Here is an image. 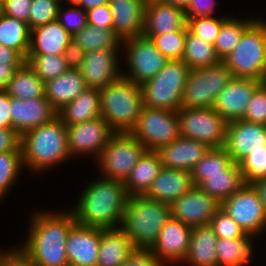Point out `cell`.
<instances>
[{
    "label": "cell",
    "instance_id": "cell-1",
    "mask_svg": "<svg viewBox=\"0 0 266 266\" xmlns=\"http://www.w3.org/2000/svg\"><path fill=\"white\" fill-rule=\"evenodd\" d=\"M78 197L71 210L78 224L111 229L120 227L130 196L123 182L101 176L90 182Z\"/></svg>",
    "mask_w": 266,
    "mask_h": 266
},
{
    "label": "cell",
    "instance_id": "cell-2",
    "mask_svg": "<svg viewBox=\"0 0 266 266\" xmlns=\"http://www.w3.org/2000/svg\"><path fill=\"white\" fill-rule=\"evenodd\" d=\"M73 212H35L31 216L28 238L19 247L36 266H69L66 237L75 223Z\"/></svg>",
    "mask_w": 266,
    "mask_h": 266
},
{
    "label": "cell",
    "instance_id": "cell-3",
    "mask_svg": "<svg viewBox=\"0 0 266 266\" xmlns=\"http://www.w3.org/2000/svg\"><path fill=\"white\" fill-rule=\"evenodd\" d=\"M24 168L42 172L71 158L66 125L57 115L51 121L26 131L21 136ZM49 167V168H48Z\"/></svg>",
    "mask_w": 266,
    "mask_h": 266
},
{
    "label": "cell",
    "instance_id": "cell-4",
    "mask_svg": "<svg viewBox=\"0 0 266 266\" xmlns=\"http://www.w3.org/2000/svg\"><path fill=\"white\" fill-rule=\"evenodd\" d=\"M170 218V204L135 195L128 199L119 228L130 238L135 249H151Z\"/></svg>",
    "mask_w": 266,
    "mask_h": 266
},
{
    "label": "cell",
    "instance_id": "cell-5",
    "mask_svg": "<svg viewBox=\"0 0 266 266\" xmlns=\"http://www.w3.org/2000/svg\"><path fill=\"white\" fill-rule=\"evenodd\" d=\"M143 106L141 86L123 76L100 90L101 116L116 133H130Z\"/></svg>",
    "mask_w": 266,
    "mask_h": 266
},
{
    "label": "cell",
    "instance_id": "cell-6",
    "mask_svg": "<svg viewBox=\"0 0 266 266\" xmlns=\"http://www.w3.org/2000/svg\"><path fill=\"white\" fill-rule=\"evenodd\" d=\"M222 62L233 77L266 82V21L256 19Z\"/></svg>",
    "mask_w": 266,
    "mask_h": 266
},
{
    "label": "cell",
    "instance_id": "cell-7",
    "mask_svg": "<svg viewBox=\"0 0 266 266\" xmlns=\"http://www.w3.org/2000/svg\"><path fill=\"white\" fill-rule=\"evenodd\" d=\"M190 70L183 60H169L158 74L141 85L144 105L178 111Z\"/></svg>",
    "mask_w": 266,
    "mask_h": 266
},
{
    "label": "cell",
    "instance_id": "cell-8",
    "mask_svg": "<svg viewBox=\"0 0 266 266\" xmlns=\"http://www.w3.org/2000/svg\"><path fill=\"white\" fill-rule=\"evenodd\" d=\"M233 78L232 72L220 63L190 70L181 105L189 108H212L218 94Z\"/></svg>",
    "mask_w": 266,
    "mask_h": 266
},
{
    "label": "cell",
    "instance_id": "cell-9",
    "mask_svg": "<svg viewBox=\"0 0 266 266\" xmlns=\"http://www.w3.org/2000/svg\"><path fill=\"white\" fill-rule=\"evenodd\" d=\"M146 147L130 133H116L96 159L102 177L125 182Z\"/></svg>",
    "mask_w": 266,
    "mask_h": 266
},
{
    "label": "cell",
    "instance_id": "cell-10",
    "mask_svg": "<svg viewBox=\"0 0 266 266\" xmlns=\"http://www.w3.org/2000/svg\"><path fill=\"white\" fill-rule=\"evenodd\" d=\"M181 137L210 148L224 147L228 122L213 108L181 107L177 111Z\"/></svg>",
    "mask_w": 266,
    "mask_h": 266
},
{
    "label": "cell",
    "instance_id": "cell-11",
    "mask_svg": "<svg viewBox=\"0 0 266 266\" xmlns=\"http://www.w3.org/2000/svg\"><path fill=\"white\" fill-rule=\"evenodd\" d=\"M130 134L147 151H156L181 136L177 111L153 109L144 105Z\"/></svg>",
    "mask_w": 266,
    "mask_h": 266
},
{
    "label": "cell",
    "instance_id": "cell-12",
    "mask_svg": "<svg viewBox=\"0 0 266 266\" xmlns=\"http://www.w3.org/2000/svg\"><path fill=\"white\" fill-rule=\"evenodd\" d=\"M122 46L126 49V65L130 70V74L125 73L122 76L140 86L158 74L169 61L143 35L122 40Z\"/></svg>",
    "mask_w": 266,
    "mask_h": 266
},
{
    "label": "cell",
    "instance_id": "cell-13",
    "mask_svg": "<svg viewBox=\"0 0 266 266\" xmlns=\"http://www.w3.org/2000/svg\"><path fill=\"white\" fill-rule=\"evenodd\" d=\"M225 211L246 234L255 237L266 229V212L252 184H244L221 203Z\"/></svg>",
    "mask_w": 266,
    "mask_h": 266
},
{
    "label": "cell",
    "instance_id": "cell-14",
    "mask_svg": "<svg viewBox=\"0 0 266 266\" xmlns=\"http://www.w3.org/2000/svg\"><path fill=\"white\" fill-rule=\"evenodd\" d=\"M67 144L71 157L92 155L97 159L104 147L116 134L102 117L66 126ZM90 153V154H89Z\"/></svg>",
    "mask_w": 266,
    "mask_h": 266
},
{
    "label": "cell",
    "instance_id": "cell-15",
    "mask_svg": "<svg viewBox=\"0 0 266 266\" xmlns=\"http://www.w3.org/2000/svg\"><path fill=\"white\" fill-rule=\"evenodd\" d=\"M220 208L216 199L196 186L170 204L171 217L192 228L209 225Z\"/></svg>",
    "mask_w": 266,
    "mask_h": 266
},
{
    "label": "cell",
    "instance_id": "cell-16",
    "mask_svg": "<svg viewBox=\"0 0 266 266\" xmlns=\"http://www.w3.org/2000/svg\"><path fill=\"white\" fill-rule=\"evenodd\" d=\"M224 148L237 164L252 151L266 150V125L242 119L228 122Z\"/></svg>",
    "mask_w": 266,
    "mask_h": 266
},
{
    "label": "cell",
    "instance_id": "cell-17",
    "mask_svg": "<svg viewBox=\"0 0 266 266\" xmlns=\"http://www.w3.org/2000/svg\"><path fill=\"white\" fill-rule=\"evenodd\" d=\"M118 49L102 48L85 53L79 70L87 88L102 90L122 76L118 65Z\"/></svg>",
    "mask_w": 266,
    "mask_h": 266
},
{
    "label": "cell",
    "instance_id": "cell-18",
    "mask_svg": "<svg viewBox=\"0 0 266 266\" xmlns=\"http://www.w3.org/2000/svg\"><path fill=\"white\" fill-rule=\"evenodd\" d=\"M191 231L192 227L171 217L150 250L164 265L182 263L190 245Z\"/></svg>",
    "mask_w": 266,
    "mask_h": 266
},
{
    "label": "cell",
    "instance_id": "cell-19",
    "mask_svg": "<svg viewBox=\"0 0 266 266\" xmlns=\"http://www.w3.org/2000/svg\"><path fill=\"white\" fill-rule=\"evenodd\" d=\"M262 83L251 78L233 77L216 97L213 110L227 122L242 119L254 91Z\"/></svg>",
    "mask_w": 266,
    "mask_h": 266
},
{
    "label": "cell",
    "instance_id": "cell-20",
    "mask_svg": "<svg viewBox=\"0 0 266 266\" xmlns=\"http://www.w3.org/2000/svg\"><path fill=\"white\" fill-rule=\"evenodd\" d=\"M101 229L75 222L66 237L69 266H97Z\"/></svg>",
    "mask_w": 266,
    "mask_h": 266
},
{
    "label": "cell",
    "instance_id": "cell-21",
    "mask_svg": "<svg viewBox=\"0 0 266 266\" xmlns=\"http://www.w3.org/2000/svg\"><path fill=\"white\" fill-rule=\"evenodd\" d=\"M57 116V111L46 97L18 99L10 96L12 129L21 136L28 130L39 127Z\"/></svg>",
    "mask_w": 266,
    "mask_h": 266
},
{
    "label": "cell",
    "instance_id": "cell-22",
    "mask_svg": "<svg viewBox=\"0 0 266 266\" xmlns=\"http://www.w3.org/2000/svg\"><path fill=\"white\" fill-rule=\"evenodd\" d=\"M209 149L210 147L202 142L180 136L155 152L159 155L163 167L191 171Z\"/></svg>",
    "mask_w": 266,
    "mask_h": 266
},
{
    "label": "cell",
    "instance_id": "cell-23",
    "mask_svg": "<svg viewBox=\"0 0 266 266\" xmlns=\"http://www.w3.org/2000/svg\"><path fill=\"white\" fill-rule=\"evenodd\" d=\"M187 24L185 10L163 2L145 5L143 35H161L182 29Z\"/></svg>",
    "mask_w": 266,
    "mask_h": 266
},
{
    "label": "cell",
    "instance_id": "cell-24",
    "mask_svg": "<svg viewBox=\"0 0 266 266\" xmlns=\"http://www.w3.org/2000/svg\"><path fill=\"white\" fill-rule=\"evenodd\" d=\"M193 187L190 171L162 167L145 196L171 204Z\"/></svg>",
    "mask_w": 266,
    "mask_h": 266
},
{
    "label": "cell",
    "instance_id": "cell-25",
    "mask_svg": "<svg viewBox=\"0 0 266 266\" xmlns=\"http://www.w3.org/2000/svg\"><path fill=\"white\" fill-rule=\"evenodd\" d=\"M144 0H110L113 30L121 38L143 35Z\"/></svg>",
    "mask_w": 266,
    "mask_h": 266
},
{
    "label": "cell",
    "instance_id": "cell-26",
    "mask_svg": "<svg viewBox=\"0 0 266 266\" xmlns=\"http://www.w3.org/2000/svg\"><path fill=\"white\" fill-rule=\"evenodd\" d=\"M87 89L79 69H69L64 74L45 82V97L58 112Z\"/></svg>",
    "mask_w": 266,
    "mask_h": 266
},
{
    "label": "cell",
    "instance_id": "cell-27",
    "mask_svg": "<svg viewBox=\"0 0 266 266\" xmlns=\"http://www.w3.org/2000/svg\"><path fill=\"white\" fill-rule=\"evenodd\" d=\"M71 40L72 35L55 20L31 30L28 54L60 55Z\"/></svg>",
    "mask_w": 266,
    "mask_h": 266
},
{
    "label": "cell",
    "instance_id": "cell-28",
    "mask_svg": "<svg viewBox=\"0 0 266 266\" xmlns=\"http://www.w3.org/2000/svg\"><path fill=\"white\" fill-rule=\"evenodd\" d=\"M217 240L210 225L193 227L188 252L182 263L189 266H217Z\"/></svg>",
    "mask_w": 266,
    "mask_h": 266
},
{
    "label": "cell",
    "instance_id": "cell-29",
    "mask_svg": "<svg viewBox=\"0 0 266 266\" xmlns=\"http://www.w3.org/2000/svg\"><path fill=\"white\" fill-rule=\"evenodd\" d=\"M134 249L120 228L101 229L97 266H122Z\"/></svg>",
    "mask_w": 266,
    "mask_h": 266
},
{
    "label": "cell",
    "instance_id": "cell-30",
    "mask_svg": "<svg viewBox=\"0 0 266 266\" xmlns=\"http://www.w3.org/2000/svg\"><path fill=\"white\" fill-rule=\"evenodd\" d=\"M57 115L66 126L84 123L100 117V90L87 88L71 103L59 110Z\"/></svg>",
    "mask_w": 266,
    "mask_h": 266
},
{
    "label": "cell",
    "instance_id": "cell-31",
    "mask_svg": "<svg viewBox=\"0 0 266 266\" xmlns=\"http://www.w3.org/2000/svg\"><path fill=\"white\" fill-rule=\"evenodd\" d=\"M162 167L159 155L155 151H146L124 182L129 196L145 195Z\"/></svg>",
    "mask_w": 266,
    "mask_h": 266
},
{
    "label": "cell",
    "instance_id": "cell-32",
    "mask_svg": "<svg viewBox=\"0 0 266 266\" xmlns=\"http://www.w3.org/2000/svg\"><path fill=\"white\" fill-rule=\"evenodd\" d=\"M243 185L239 164L234 163L223 173L203 174V182L198 187L221 204Z\"/></svg>",
    "mask_w": 266,
    "mask_h": 266
},
{
    "label": "cell",
    "instance_id": "cell-33",
    "mask_svg": "<svg viewBox=\"0 0 266 266\" xmlns=\"http://www.w3.org/2000/svg\"><path fill=\"white\" fill-rule=\"evenodd\" d=\"M254 235L240 238H218L217 266H248L252 259Z\"/></svg>",
    "mask_w": 266,
    "mask_h": 266
},
{
    "label": "cell",
    "instance_id": "cell-34",
    "mask_svg": "<svg viewBox=\"0 0 266 266\" xmlns=\"http://www.w3.org/2000/svg\"><path fill=\"white\" fill-rule=\"evenodd\" d=\"M11 97L18 99H35L45 96V82L35 73L33 68L25 62L17 68L9 80L6 90Z\"/></svg>",
    "mask_w": 266,
    "mask_h": 266
},
{
    "label": "cell",
    "instance_id": "cell-35",
    "mask_svg": "<svg viewBox=\"0 0 266 266\" xmlns=\"http://www.w3.org/2000/svg\"><path fill=\"white\" fill-rule=\"evenodd\" d=\"M30 35L28 23L5 14L0 16V44L18 51L25 59L30 48Z\"/></svg>",
    "mask_w": 266,
    "mask_h": 266
},
{
    "label": "cell",
    "instance_id": "cell-36",
    "mask_svg": "<svg viewBox=\"0 0 266 266\" xmlns=\"http://www.w3.org/2000/svg\"><path fill=\"white\" fill-rule=\"evenodd\" d=\"M182 60L191 70L213 66L221 62L216 54L214 45L197 37L189 29L186 32Z\"/></svg>",
    "mask_w": 266,
    "mask_h": 266
},
{
    "label": "cell",
    "instance_id": "cell-37",
    "mask_svg": "<svg viewBox=\"0 0 266 266\" xmlns=\"http://www.w3.org/2000/svg\"><path fill=\"white\" fill-rule=\"evenodd\" d=\"M72 40H74L85 53L102 48H120V46H122L121 38L113 29L95 27L88 24L79 32H76L72 36Z\"/></svg>",
    "mask_w": 266,
    "mask_h": 266
},
{
    "label": "cell",
    "instance_id": "cell-38",
    "mask_svg": "<svg viewBox=\"0 0 266 266\" xmlns=\"http://www.w3.org/2000/svg\"><path fill=\"white\" fill-rule=\"evenodd\" d=\"M256 20L250 18L240 20L229 17L221 26L219 35L214 43L215 51L219 59L222 61L229 55L235 46L240 42L243 32Z\"/></svg>",
    "mask_w": 266,
    "mask_h": 266
},
{
    "label": "cell",
    "instance_id": "cell-39",
    "mask_svg": "<svg viewBox=\"0 0 266 266\" xmlns=\"http://www.w3.org/2000/svg\"><path fill=\"white\" fill-rule=\"evenodd\" d=\"M234 162L224 147L210 148L206 155L190 171L194 186L203 182V174L223 173Z\"/></svg>",
    "mask_w": 266,
    "mask_h": 266
},
{
    "label": "cell",
    "instance_id": "cell-40",
    "mask_svg": "<svg viewBox=\"0 0 266 266\" xmlns=\"http://www.w3.org/2000/svg\"><path fill=\"white\" fill-rule=\"evenodd\" d=\"M26 62L43 82L56 78L70 69L63 54H28Z\"/></svg>",
    "mask_w": 266,
    "mask_h": 266
},
{
    "label": "cell",
    "instance_id": "cell-41",
    "mask_svg": "<svg viewBox=\"0 0 266 266\" xmlns=\"http://www.w3.org/2000/svg\"><path fill=\"white\" fill-rule=\"evenodd\" d=\"M188 29L186 24L182 29L172 33L143 36L149 38L168 60H182Z\"/></svg>",
    "mask_w": 266,
    "mask_h": 266
},
{
    "label": "cell",
    "instance_id": "cell-42",
    "mask_svg": "<svg viewBox=\"0 0 266 266\" xmlns=\"http://www.w3.org/2000/svg\"><path fill=\"white\" fill-rule=\"evenodd\" d=\"M23 167L22 151L0 153V199L7 195Z\"/></svg>",
    "mask_w": 266,
    "mask_h": 266
},
{
    "label": "cell",
    "instance_id": "cell-43",
    "mask_svg": "<svg viewBox=\"0 0 266 266\" xmlns=\"http://www.w3.org/2000/svg\"><path fill=\"white\" fill-rule=\"evenodd\" d=\"M238 164L244 184H253L266 178V150L252 151Z\"/></svg>",
    "mask_w": 266,
    "mask_h": 266
},
{
    "label": "cell",
    "instance_id": "cell-44",
    "mask_svg": "<svg viewBox=\"0 0 266 266\" xmlns=\"http://www.w3.org/2000/svg\"><path fill=\"white\" fill-rule=\"evenodd\" d=\"M225 17H196L187 21L189 30L197 37L214 45L222 24L228 19Z\"/></svg>",
    "mask_w": 266,
    "mask_h": 266
},
{
    "label": "cell",
    "instance_id": "cell-45",
    "mask_svg": "<svg viewBox=\"0 0 266 266\" xmlns=\"http://www.w3.org/2000/svg\"><path fill=\"white\" fill-rule=\"evenodd\" d=\"M61 4L55 0H32L28 20L29 29L45 25L57 20V13Z\"/></svg>",
    "mask_w": 266,
    "mask_h": 266
},
{
    "label": "cell",
    "instance_id": "cell-46",
    "mask_svg": "<svg viewBox=\"0 0 266 266\" xmlns=\"http://www.w3.org/2000/svg\"><path fill=\"white\" fill-rule=\"evenodd\" d=\"M218 238H240L249 237L245 231L221 208L211 219L209 224Z\"/></svg>",
    "mask_w": 266,
    "mask_h": 266
},
{
    "label": "cell",
    "instance_id": "cell-47",
    "mask_svg": "<svg viewBox=\"0 0 266 266\" xmlns=\"http://www.w3.org/2000/svg\"><path fill=\"white\" fill-rule=\"evenodd\" d=\"M72 6L63 9L61 4L58 9L57 20L73 36L87 25V13L78 5Z\"/></svg>",
    "mask_w": 266,
    "mask_h": 266
},
{
    "label": "cell",
    "instance_id": "cell-48",
    "mask_svg": "<svg viewBox=\"0 0 266 266\" xmlns=\"http://www.w3.org/2000/svg\"><path fill=\"white\" fill-rule=\"evenodd\" d=\"M242 120L266 125V82L254 91Z\"/></svg>",
    "mask_w": 266,
    "mask_h": 266
},
{
    "label": "cell",
    "instance_id": "cell-49",
    "mask_svg": "<svg viewBox=\"0 0 266 266\" xmlns=\"http://www.w3.org/2000/svg\"><path fill=\"white\" fill-rule=\"evenodd\" d=\"M86 13L88 25L113 29V18L109 4L97 6L87 10Z\"/></svg>",
    "mask_w": 266,
    "mask_h": 266
},
{
    "label": "cell",
    "instance_id": "cell-50",
    "mask_svg": "<svg viewBox=\"0 0 266 266\" xmlns=\"http://www.w3.org/2000/svg\"><path fill=\"white\" fill-rule=\"evenodd\" d=\"M32 0H3V14L28 23Z\"/></svg>",
    "mask_w": 266,
    "mask_h": 266
},
{
    "label": "cell",
    "instance_id": "cell-51",
    "mask_svg": "<svg viewBox=\"0 0 266 266\" xmlns=\"http://www.w3.org/2000/svg\"><path fill=\"white\" fill-rule=\"evenodd\" d=\"M122 266H166L150 249H134Z\"/></svg>",
    "mask_w": 266,
    "mask_h": 266
},
{
    "label": "cell",
    "instance_id": "cell-52",
    "mask_svg": "<svg viewBox=\"0 0 266 266\" xmlns=\"http://www.w3.org/2000/svg\"><path fill=\"white\" fill-rule=\"evenodd\" d=\"M216 5L215 0H191L185 9L186 20L196 17H213Z\"/></svg>",
    "mask_w": 266,
    "mask_h": 266
},
{
    "label": "cell",
    "instance_id": "cell-53",
    "mask_svg": "<svg viewBox=\"0 0 266 266\" xmlns=\"http://www.w3.org/2000/svg\"><path fill=\"white\" fill-rule=\"evenodd\" d=\"M22 151L21 135L12 128H0V153Z\"/></svg>",
    "mask_w": 266,
    "mask_h": 266
},
{
    "label": "cell",
    "instance_id": "cell-54",
    "mask_svg": "<svg viewBox=\"0 0 266 266\" xmlns=\"http://www.w3.org/2000/svg\"><path fill=\"white\" fill-rule=\"evenodd\" d=\"M85 52L74 41L71 40L64 50L63 56L70 69H79L82 65Z\"/></svg>",
    "mask_w": 266,
    "mask_h": 266
},
{
    "label": "cell",
    "instance_id": "cell-55",
    "mask_svg": "<svg viewBox=\"0 0 266 266\" xmlns=\"http://www.w3.org/2000/svg\"><path fill=\"white\" fill-rule=\"evenodd\" d=\"M0 266H36L32 260L20 249H11L4 255Z\"/></svg>",
    "mask_w": 266,
    "mask_h": 266
},
{
    "label": "cell",
    "instance_id": "cell-56",
    "mask_svg": "<svg viewBox=\"0 0 266 266\" xmlns=\"http://www.w3.org/2000/svg\"><path fill=\"white\" fill-rule=\"evenodd\" d=\"M0 128H12L10 117V95L0 91Z\"/></svg>",
    "mask_w": 266,
    "mask_h": 266
},
{
    "label": "cell",
    "instance_id": "cell-57",
    "mask_svg": "<svg viewBox=\"0 0 266 266\" xmlns=\"http://www.w3.org/2000/svg\"><path fill=\"white\" fill-rule=\"evenodd\" d=\"M26 59L16 50L0 44V64H24Z\"/></svg>",
    "mask_w": 266,
    "mask_h": 266
},
{
    "label": "cell",
    "instance_id": "cell-58",
    "mask_svg": "<svg viewBox=\"0 0 266 266\" xmlns=\"http://www.w3.org/2000/svg\"><path fill=\"white\" fill-rule=\"evenodd\" d=\"M23 64H0V91L6 90L9 80Z\"/></svg>",
    "mask_w": 266,
    "mask_h": 266
},
{
    "label": "cell",
    "instance_id": "cell-59",
    "mask_svg": "<svg viewBox=\"0 0 266 266\" xmlns=\"http://www.w3.org/2000/svg\"><path fill=\"white\" fill-rule=\"evenodd\" d=\"M259 194V198L263 204L264 210L266 212V178L256 181L252 184Z\"/></svg>",
    "mask_w": 266,
    "mask_h": 266
},
{
    "label": "cell",
    "instance_id": "cell-60",
    "mask_svg": "<svg viewBox=\"0 0 266 266\" xmlns=\"http://www.w3.org/2000/svg\"><path fill=\"white\" fill-rule=\"evenodd\" d=\"M109 1L110 0H81L78 6L82 7L85 11H87L97 6L109 4Z\"/></svg>",
    "mask_w": 266,
    "mask_h": 266
},
{
    "label": "cell",
    "instance_id": "cell-61",
    "mask_svg": "<svg viewBox=\"0 0 266 266\" xmlns=\"http://www.w3.org/2000/svg\"><path fill=\"white\" fill-rule=\"evenodd\" d=\"M190 1L191 0H162L161 2L172 5V6H178L185 10L188 4L190 3Z\"/></svg>",
    "mask_w": 266,
    "mask_h": 266
},
{
    "label": "cell",
    "instance_id": "cell-62",
    "mask_svg": "<svg viewBox=\"0 0 266 266\" xmlns=\"http://www.w3.org/2000/svg\"><path fill=\"white\" fill-rule=\"evenodd\" d=\"M81 0H68L69 4L72 3L73 5H78Z\"/></svg>",
    "mask_w": 266,
    "mask_h": 266
},
{
    "label": "cell",
    "instance_id": "cell-63",
    "mask_svg": "<svg viewBox=\"0 0 266 266\" xmlns=\"http://www.w3.org/2000/svg\"><path fill=\"white\" fill-rule=\"evenodd\" d=\"M3 15V0H0V16Z\"/></svg>",
    "mask_w": 266,
    "mask_h": 266
},
{
    "label": "cell",
    "instance_id": "cell-64",
    "mask_svg": "<svg viewBox=\"0 0 266 266\" xmlns=\"http://www.w3.org/2000/svg\"><path fill=\"white\" fill-rule=\"evenodd\" d=\"M8 251H0V262L3 259L4 255L7 253Z\"/></svg>",
    "mask_w": 266,
    "mask_h": 266
},
{
    "label": "cell",
    "instance_id": "cell-65",
    "mask_svg": "<svg viewBox=\"0 0 266 266\" xmlns=\"http://www.w3.org/2000/svg\"><path fill=\"white\" fill-rule=\"evenodd\" d=\"M162 0H144L145 4L151 3V2H160Z\"/></svg>",
    "mask_w": 266,
    "mask_h": 266
},
{
    "label": "cell",
    "instance_id": "cell-66",
    "mask_svg": "<svg viewBox=\"0 0 266 266\" xmlns=\"http://www.w3.org/2000/svg\"><path fill=\"white\" fill-rule=\"evenodd\" d=\"M55 1H57V2L60 3V4H62V2H63L64 0H55Z\"/></svg>",
    "mask_w": 266,
    "mask_h": 266
}]
</instances>
